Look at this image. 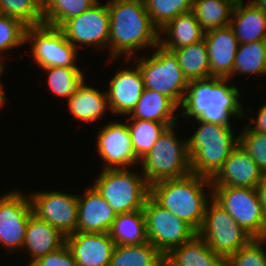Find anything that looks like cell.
Instances as JSON below:
<instances>
[{
	"label": "cell",
	"mask_w": 266,
	"mask_h": 266,
	"mask_svg": "<svg viewBox=\"0 0 266 266\" xmlns=\"http://www.w3.org/2000/svg\"><path fill=\"white\" fill-rule=\"evenodd\" d=\"M237 0H193L192 12L203 30L230 25Z\"/></svg>",
	"instance_id": "f1b7e54d"
},
{
	"label": "cell",
	"mask_w": 266,
	"mask_h": 266,
	"mask_svg": "<svg viewBox=\"0 0 266 266\" xmlns=\"http://www.w3.org/2000/svg\"><path fill=\"white\" fill-rule=\"evenodd\" d=\"M159 35V45L172 52L203 40L205 31L190 11L172 19L159 31Z\"/></svg>",
	"instance_id": "cb8c5ba5"
},
{
	"label": "cell",
	"mask_w": 266,
	"mask_h": 266,
	"mask_svg": "<svg viewBox=\"0 0 266 266\" xmlns=\"http://www.w3.org/2000/svg\"><path fill=\"white\" fill-rule=\"evenodd\" d=\"M256 7H258L266 17V0H250Z\"/></svg>",
	"instance_id": "7bdbcfd3"
},
{
	"label": "cell",
	"mask_w": 266,
	"mask_h": 266,
	"mask_svg": "<svg viewBox=\"0 0 266 266\" xmlns=\"http://www.w3.org/2000/svg\"><path fill=\"white\" fill-rule=\"evenodd\" d=\"M26 29L20 20L5 15H0V56L5 55V51L13 50L26 45ZM3 53V54H2ZM3 55V56H2Z\"/></svg>",
	"instance_id": "8d00e7d4"
},
{
	"label": "cell",
	"mask_w": 266,
	"mask_h": 266,
	"mask_svg": "<svg viewBox=\"0 0 266 266\" xmlns=\"http://www.w3.org/2000/svg\"><path fill=\"white\" fill-rule=\"evenodd\" d=\"M84 80L67 100L71 115L79 121L91 123L100 120L109 110L106 91L88 86Z\"/></svg>",
	"instance_id": "d4e9b609"
},
{
	"label": "cell",
	"mask_w": 266,
	"mask_h": 266,
	"mask_svg": "<svg viewBox=\"0 0 266 266\" xmlns=\"http://www.w3.org/2000/svg\"><path fill=\"white\" fill-rule=\"evenodd\" d=\"M4 194L0 196V245L9 252L21 251L29 217L33 214L32 202L29 195L17 189Z\"/></svg>",
	"instance_id": "4fadbf2b"
},
{
	"label": "cell",
	"mask_w": 266,
	"mask_h": 266,
	"mask_svg": "<svg viewBox=\"0 0 266 266\" xmlns=\"http://www.w3.org/2000/svg\"><path fill=\"white\" fill-rule=\"evenodd\" d=\"M121 68L110 79L106 91L110 111L113 115L127 116L135 108L144 90V82L138 65ZM131 68V69H130Z\"/></svg>",
	"instance_id": "2e32d148"
},
{
	"label": "cell",
	"mask_w": 266,
	"mask_h": 266,
	"mask_svg": "<svg viewBox=\"0 0 266 266\" xmlns=\"http://www.w3.org/2000/svg\"><path fill=\"white\" fill-rule=\"evenodd\" d=\"M1 15L16 18L27 27L44 24L42 0H0Z\"/></svg>",
	"instance_id": "d590c367"
},
{
	"label": "cell",
	"mask_w": 266,
	"mask_h": 266,
	"mask_svg": "<svg viewBox=\"0 0 266 266\" xmlns=\"http://www.w3.org/2000/svg\"><path fill=\"white\" fill-rule=\"evenodd\" d=\"M42 71L48 73L46 80L52 94L67 100L86 78L80 67H47Z\"/></svg>",
	"instance_id": "836d02e7"
},
{
	"label": "cell",
	"mask_w": 266,
	"mask_h": 266,
	"mask_svg": "<svg viewBox=\"0 0 266 266\" xmlns=\"http://www.w3.org/2000/svg\"><path fill=\"white\" fill-rule=\"evenodd\" d=\"M197 234L225 261L253 239L213 198Z\"/></svg>",
	"instance_id": "9c48e42d"
},
{
	"label": "cell",
	"mask_w": 266,
	"mask_h": 266,
	"mask_svg": "<svg viewBox=\"0 0 266 266\" xmlns=\"http://www.w3.org/2000/svg\"><path fill=\"white\" fill-rule=\"evenodd\" d=\"M77 266H109L115 243L109 233L74 232L66 236Z\"/></svg>",
	"instance_id": "e0dca14e"
},
{
	"label": "cell",
	"mask_w": 266,
	"mask_h": 266,
	"mask_svg": "<svg viewBox=\"0 0 266 266\" xmlns=\"http://www.w3.org/2000/svg\"><path fill=\"white\" fill-rule=\"evenodd\" d=\"M262 175V170L239 144L224 161L222 168L211 179V183L212 186L257 189Z\"/></svg>",
	"instance_id": "d6986e66"
},
{
	"label": "cell",
	"mask_w": 266,
	"mask_h": 266,
	"mask_svg": "<svg viewBox=\"0 0 266 266\" xmlns=\"http://www.w3.org/2000/svg\"><path fill=\"white\" fill-rule=\"evenodd\" d=\"M29 266H77V264L65 244L60 249L36 259Z\"/></svg>",
	"instance_id": "ab89813d"
},
{
	"label": "cell",
	"mask_w": 266,
	"mask_h": 266,
	"mask_svg": "<svg viewBox=\"0 0 266 266\" xmlns=\"http://www.w3.org/2000/svg\"><path fill=\"white\" fill-rule=\"evenodd\" d=\"M26 45L38 67H78V50L66 39L63 32L45 24L27 27Z\"/></svg>",
	"instance_id": "8fae6325"
},
{
	"label": "cell",
	"mask_w": 266,
	"mask_h": 266,
	"mask_svg": "<svg viewBox=\"0 0 266 266\" xmlns=\"http://www.w3.org/2000/svg\"><path fill=\"white\" fill-rule=\"evenodd\" d=\"M133 150L136 157L141 160L152 149L156 140L165 131L164 123L127 118Z\"/></svg>",
	"instance_id": "d6a6232c"
},
{
	"label": "cell",
	"mask_w": 266,
	"mask_h": 266,
	"mask_svg": "<svg viewBox=\"0 0 266 266\" xmlns=\"http://www.w3.org/2000/svg\"><path fill=\"white\" fill-rule=\"evenodd\" d=\"M233 83L228 78L214 77L190 81L180 116L224 126H231L233 117L244 118L247 110L242 106L239 87Z\"/></svg>",
	"instance_id": "7a4b0ae2"
},
{
	"label": "cell",
	"mask_w": 266,
	"mask_h": 266,
	"mask_svg": "<svg viewBox=\"0 0 266 266\" xmlns=\"http://www.w3.org/2000/svg\"><path fill=\"white\" fill-rule=\"evenodd\" d=\"M131 169H102L92 186L116 214L142 210L150 195L144 175Z\"/></svg>",
	"instance_id": "52a82bcc"
},
{
	"label": "cell",
	"mask_w": 266,
	"mask_h": 266,
	"mask_svg": "<svg viewBox=\"0 0 266 266\" xmlns=\"http://www.w3.org/2000/svg\"><path fill=\"white\" fill-rule=\"evenodd\" d=\"M230 26L241 43L266 40V17L251 1L237 0Z\"/></svg>",
	"instance_id": "603a6c76"
},
{
	"label": "cell",
	"mask_w": 266,
	"mask_h": 266,
	"mask_svg": "<svg viewBox=\"0 0 266 266\" xmlns=\"http://www.w3.org/2000/svg\"><path fill=\"white\" fill-rule=\"evenodd\" d=\"M178 125L167 127L152 149L140 160V171L149 186L158 181L191 174L188 138L181 140L177 137Z\"/></svg>",
	"instance_id": "5b68a950"
},
{
	"label": "cell",
	"mask_w": 266,
	"mask_h": 266,
	"mask_svg": "<svg viewBox=\"0 0 266 266\" xmlns=\"http://www.w3.org/2000/svg\"><path fill=\"white\" fill-rule=\"evenodd\" d=\"M237 73L248 76L266 74V40L239 44L232 75L228 79L232 81Z\"/></svg>",
	"instance_id": "4dcf8cb0"
},
{
	"label": "cell",
	"mask_w": 266,
	"mask_h": 266,
	"mask_svg": "<svg viewBox=\"0 0 266 266\" xmlns=\"http://www.w3.org/2000/svg\"><path fill=\"white\" fill-rule=\"evenodd\" d=\"M2 58V59H1ZM4 60H5V58H3V57H1L0 56V77H2L1 75L3 74V72L5 71L4 70V67H6V66H4Z\"/></svg>",
	"instance_id": "f6af8a7d"
},
{
	"label": "cell",
	"mask_w": 266,
	"mask_h": 266,
	"mask_svg": "<svg viewBox=\"0 0 266 266\" xmlns=\"http://www.w3.org/2000/svg\"><path fill=\"white\" fill-rule=\"evenodd\" d=\"M96 140L97 154L103 160L102 169H128L140 163L126 122L109 121L102 126Z\"/></svg>",
	"instance_id": "9a60e30c"
},
{
	"label": "cell",
	"mask_w": 266,
	"mask_h": 266,
	"mask_svg": "<svg viewBox=\"0 0 266 266\" xmlns=\"http://www.w3.org/2000/svg\"><path fill=\"white\" fill-rule=\"evenodd\" d=\"M210 61V78H229L234 68L239 41L230 25L205 32Z\"/></svg>",
	"instance_id": "ffe728a7"
},
{
	"label": "cell",
	"mask_w": 266,
	"mask_h": 266,
	"mask_svg": "<svg viewBox=\"0 0 266 266\" xmlns=\"http://www.w3.org/2000/svg\"><path fill=\"white\" fill-rule=\"evenodd\" d=\"M199 125L187 139L191 173L212 179L239 145L232 126L195 119Z\"/></svg>",
	"instance_id": "277c9868"
},
{
	"label": "cell",
	"mask_w": 266,
	"mask_h": 266,
	"mask_svg": "<svg viewBox=\"0 0 266 266\" xmlns=\"http://www.w3.org/2000/svg\"><path fill=\"white\" fill-rule=\"evenodd\" d=\"M188 81L210 78V61L205 40L172 51Z\"/></svg>",
	"instance_id": "83f0119b"
},
{
	"label": "cell",
	"mask_w": 266,
	"mask_h": 266,
	"mask_svg": "<svg viewBox=\"0 0 266 266\" xmlns=\"http://www.w3.org/2000/svg\"><path fill=\"white\" fill-rule=\"evenodd\" d=\"M66 244V237L49 223L41 220L35 214L29 217L22 250H26L31 260L29 266L36 259L54 252Z\"/></svg>",
	"instance_id": "44dd1931"
},
{
	"label": "cell",
	"mask_w": 266,
	"mask_h": 266,
	"mask_svg": "<svg viewBox=\"0 0 266 266\" xmlns=\"http://www.w3.org/2000/svg\"><path fill=\"white\" fill-rule=\"evenodd\" d=\"M257 190L263 208V213L266 217V173H263L262 178L258 184Z\"/></svg>",
	"instance_id": "b9f144b4"
},
{
	"label": "cell",
	"mask_w": 266,
	"mask_h": 266,
	"mask_svg": "<svg viewBox=\"0 0 266 266\" xmlns=\"http://www.w3.org/2000/svg\"><path fill=\"white\" fill-rule=\"evenodd\" d=\"M110 13L107 2H97L89 10L65 21L59 29L66 39L78 50L82 46L108 48ZM82 45V46H81Z\"/></svg>",
	"instance_id": "7c38bea8"
},
{
	"label": "cell",
	"mask_w": 266,
	"mask_h": 266,
	"mask_svg": "<svg viewBox=\"0 0 266 266\" xmlns=\"http://www.w3.org/2000/svg\"><path fill=\"white\" fill-rule=\"evenodd\" d=\"M165 266H223L225 260L196 234L191 240L164 256Z\"/></svg>",
	"instance_id": "484cf974"
},
{
	"label": "cell",
	"mask_w": 266,
	"mask_h": 266,
	"mask_svg": "<svg viewBox=\"0 0 266 266\" xmlns=\"http://www.w3.org/2000/svg\"><path fill=\"white\" fill-rule=\"evenodd\" d=\"M239 135L240 146L252 157L263 173H266V134L252 131L246 124Z\"/></svg>",
	"instance_id": "f35d334b"
},
{
	"label": "cell",
	"mask_w": 266,
	"mask_h": 266,
	"mask_svg": "<svg viewBox=\"0 0 266 266\" xmlns=\"http://www.w3.org/2000/svg\"><path fill=\"white\" fill-rule=\"evenodd\" d=\"M99 0H42L44 24L59 28L65 21L89 10Z\"/></svg>",
	"instance_id": "1f68e13d"
},
{
	"label": "cell",
	"mask_w": 266,
	"mask_h": 266,
	"mask_svg": "<svg viewBox=\"0 0 266 266\" xmlns=\"http://www.w3.org/2000/svg\"><path fill=\"white\" fill-rule=\"evenodd\" d=\"M150 196L198 232L204 220L206 206L212 199V183L207 177L191 173L152 184Z\"/></svg>",
	"instance_id": "3957f363"
},
{
	"label": "cell",
	"mask_w": 266,
	"mask_h": 266,
	"mask_svg": "<svg viewBox=\"0 0 266 266\" xmlns=\"http://www.w3.org/2000/svg\"><path fill=\"white\" fill-rule=\"evenodd\" d=\"M77 194L63 191H36L29 194L32 211L65 237L76 232L78 207Z\"/></svg>",
	"instance_id": "5bb4252c"
},
{
	"label": "cell",
	"mask_w": 266,
	"mask_h": 266,
	"mask_svg": "<svg viewBox=\"0 0 266 266\" xmlns=\"http://www.w3.org/2000/svg\"><path fill=\"white\" fill-rule=\"evenodd\" d=\"M180 107L166 95L144 88L139 101L127 118L164 123L167 127L178 124Z\"/></svg>",
	"instance_id": "7402d4cb"
},
{
	"label": "cell",
	"mask_w": 266,
	"mask_h": 266,
	"mask_svg": "<svg viewBox=\"0 0 266 266\" xmlns=\"http://www.w3.org/2000/svg\"><path fill=\"white\" fill-rule=\"evenodd\" d=\"M107 7L110 13L109 61L123 54L125 60H130L138 56L137 51L153 50L159 45V30L152 24L143 0H108Z\"/></svg>",
	"instance_id": "6da1fadb"
},
{
	"label": "cell",
	"mask_w": 266,
	"mask_h": 266,
	"mask_svg": "<svg viewBox=\"0 0 266 266\" xmlns=\"http://www.w3.org/2000/svg\"><path fill=\"white\" fill-rule=\"evenodd\" d=\"M6 99H7L6 92H5L4 87L2 86L1 81H0V108H1V106H3V104L4 105L6 104V102H5Z\"/></svg>",
	"instance_id": "ee69618b"
},
{
	"label": "cell",
	"mask_w": 266,
	"mask_h": 266,
	"mask_svg": "<svg viewBox=\"0 0 266 266\" xmlns=\"http://www.w3.org/2000/svg\"><path fill=\"white\" fill-rule=\"evenodd\" d=\"M77 207L76 232L109 233L117 214L92 185L77 196Z\"/></svg>",
	"instance_id": "ac0fdd59"
},
{
	"label": "cell",
	"mask_w": 266,
	"mask_h": 266,
	"mask_svg": "<svg viewBox=\"0 0 266 266\" xmlns=\"http://www.w3.org/2000/svg\"><path fill=\"white\" fill-rule=\"evenodd\" d=\"M265 241V242H264ZM266 238H253L248 244L231 255L225 262L227 266H266Z\"/></svg>",
	"instance_id": "74e56055"
},
{
	"label": "cell",
	"mask_w": 266,
	"mask_h": 266,
	"mask_svg": "<svg viewBox=\"0 0 266 266\" xmlns=\"http://www.w3.org/2000/svg\"><path fill=\"white\" fill-rule=\"evenodd\" d=\"M109 235L115 245H140L149 242L143 211L117 214Z\"/></svg>",
	"instance_id": "4316f807"
},
{
	"label": "cell",
	"mask_w": 266,
	"mask_h": 266,
	"mask_svg": "<svg viewBox=\"0 0 266 266\" xmlns=\"http://www.w3.org/2000/svg\"><path fill=\"white\" fill-rule=\"evenodd\" d=\"M109 266H165L164 256L150 242L116 245Z\"/></svg>",
	"instance_id": "f546056e"
},
{
	"label": "cell",
	"mask_w": 266,
	"mask_h": 266,
	"mask_svg": "<svg viewBox=\"0 0 266 266\" xmlns=\"http://www.w3.org/2000/svg\"><path fill=\"white\" fill-rule=\"evenodd\" d=\"M152 24L160 31L180 14L192 11L193 0H143Z\"/></svg>",
	"instance_id": "e575fe53"
},
{
	"label": "cell",
	"mask_w": 266,
	"mask_h": 266,
	"mask_svg": "<svg viewBox=\"0 0 266 266\" xmlns=\"http://www.w3.org/2000/svg\"><path fill=\"white\" fill-rule=\"evenodd\" d=\"M266 102V101H265ZM257 115H255V118H250L248 114L244 113V117L248 118L250 120L249 123L246 125L252 130L257 131L260 133L266 134V103L263 106H260ZM253 124V126H252Z\"/></svg>",
	"instance_id": "60d3db41"
},
{
	"label": "cell",
	"mask_w": 266,
	"mask_h": 266,
	"mask_svg": "<svg viewBox=\"0 0 266 266\" xmlns=\"http://www.w3.org/2000/svg\"><path fill=\"white\" fill-rule=\"evenodd\" d=\"M148 241L163 255L191 240L197 232L159 205L150 195L142 209Z\"/></svg>",
	"instance_id": "30bf717a"
},
{
	"label": "cell",
	"mask_w": 266,
	"mask_h": 266,
	"mask_svg": "<svg viewBox=\"0 0 266 266\" xmlns=\"http://www.w3.org/2000/svg\"><path fill=\"white\" fill-rule=\"evenodd\" d=\"M146 55L144 57L139 55L130 60L124 59L126 62L123 63L128 65V62L135 59L134 62H136L142 74L144 88L166 95L180 107L188 89L189 81L179 66L177 57L161 45H157L150 56Z\"/></svg>",
	"instance_id": "8992f818"
},
{
	"label": "cell",
	"mask_w": 266,
	"mask_h": 266,
	"mask_svg": "<svg viewBox=\"0 0 266 266\" xmlns=\"http://www.w3.org/2000/svg\"><path fill=\"white\" fill-rule=\"evenodd\" d=\"M212 198L253 238H266V217L257 189L212 186Z\"/></svg>",
	"instance_id": "ba28073f"
}]
</instances>
